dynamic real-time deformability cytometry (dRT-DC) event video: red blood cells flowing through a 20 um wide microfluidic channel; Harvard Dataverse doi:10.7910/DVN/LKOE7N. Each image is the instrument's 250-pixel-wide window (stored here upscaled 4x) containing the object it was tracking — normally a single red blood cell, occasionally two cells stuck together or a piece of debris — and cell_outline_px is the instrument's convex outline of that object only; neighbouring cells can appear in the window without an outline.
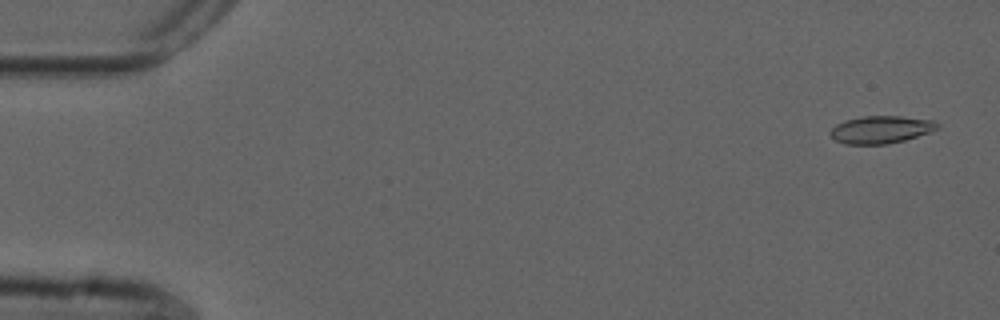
{"species": "common noctule bat (a hibernating species)", "species_latin": "Nyctalus noctula", "temperature_condition": "cold", "stored_images_in_passage": 54, "camera_frame_rate_fps": 3000, "um_per_image_px": 0.085, "animal": {"sex": "male", "forearm_length_mm": 52.5}, "frame": {"image": 1, "passage_image": 2, "time_ms": 0.333, "image_size_px": [1000, 320], "cell_outline_px": [[940, 128], [904, 140], [888, 144], [844, 144], [836, 140], [828, 132], [836, 124], [844, 120], [864, 116], [900, 116], [936, 120], [940, 124]], "centroid_in_image_um": [74.89, 11.0], "position_along_channel_um": 10.1, "area_um2": 17.22}}
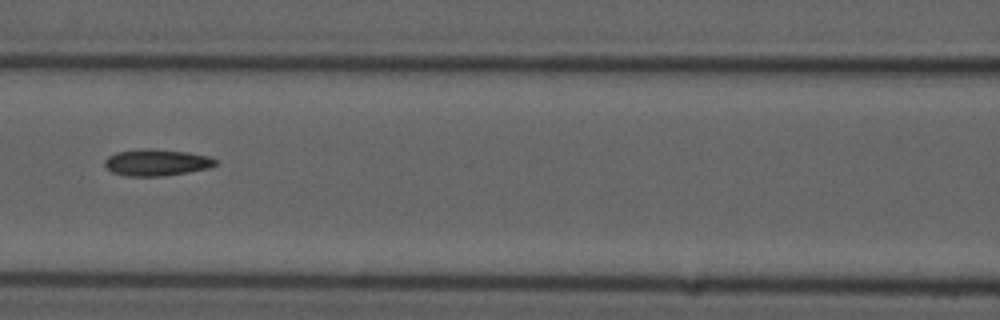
{"frame": {"image": 2, "passage_image": 24, "time_ms": 7.667, "image_size_px": [1000, 320], "cell_outline_px": [[220, 164], [208, 168], [188, 172], [164, 176], [128, 176], [112, 172], [104, 164], [104, 160], [108, 156], [116, 152], [148, 148], [152, 148], [188, 152], [208, 156], [216, 160]], "centroid_in_image_um": [13.33, 13.81], "position_along_channel_um": 153.3, "area_um2": 17.22}}
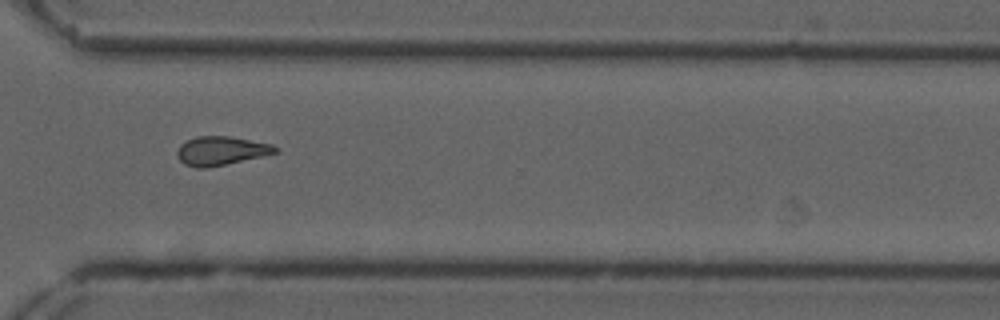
{"frame": {"image": 3, "passage_image": 40, "time_ms": 13.0, "image_size_px": [1000, 320], "cell_outline_px": [[280, 152], [264, 156], [204, 168], [196, 168], [184, 164], [176, 156], [176, 152], [180, 144], [196, 136], [228, 136], [272, 144], [280, 148]], "centroid_in_image_um": [18.8, 12.81], "position_along_channel_um": 351.8, "area_um2": 16.53}, "authors_computed_cell_mechanics": {"area_um2": 16.762, "velocity_mm_per_s": 3.7298, "shape_relaxation_time_tau1_ms": null, "shape_relaxation_time_tau2_ms": 6.3142, "deformation_change_tau1": null, "deformation_change_tau2": 0.1356}}